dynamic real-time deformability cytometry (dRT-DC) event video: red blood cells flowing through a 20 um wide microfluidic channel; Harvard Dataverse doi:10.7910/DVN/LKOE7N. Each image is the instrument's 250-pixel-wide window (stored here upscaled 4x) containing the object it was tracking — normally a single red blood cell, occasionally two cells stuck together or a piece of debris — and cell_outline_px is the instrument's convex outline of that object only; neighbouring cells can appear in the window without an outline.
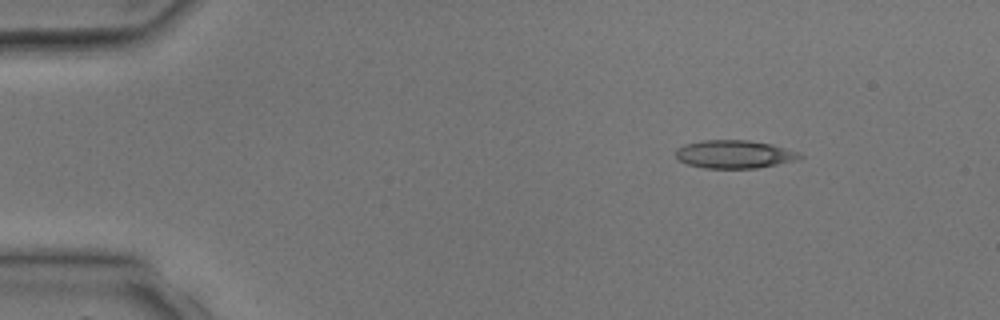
{"species": "common noctule bat (a hibernating species)", "species_latin": "Nyctalus noctula", "temperature_condition": "room temperature", "stored_images_in_passage": 3, "camera_frame_rate_fps": 3000, "um_per_image_px": 0.085, "animal": {"sex": "male", "body_mass_g": 17.9, "forearm_length_mm": 54.2}, "frame": {"image": 1, "passage_image": 1, "time_ms": 0.0, "image_size_px": [1000, 320], "cell_outline_px": [[804, 156], [796, 160], [756, 168], [704, 168], [688, 164], [676, 160], [676, 148], [684, 144], [704, 140], [748, 140], [772, 144], [800, 152]], "centroid_in_image_um": [62.4, 13.1], "position_along_channel_um": 22.6, "area_um2": 20.4}}
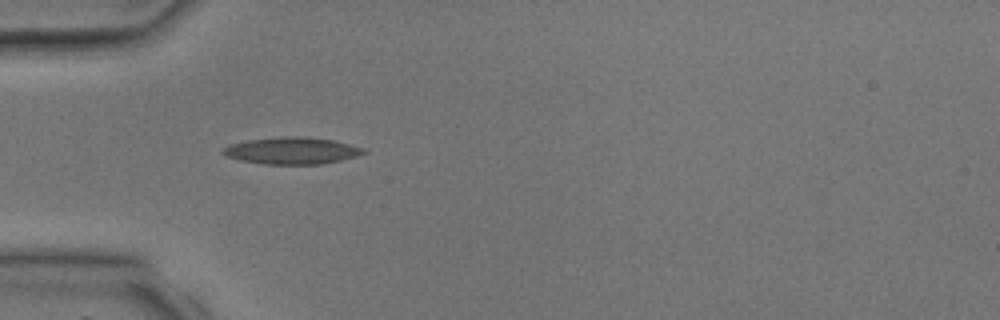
{"frame": {"image": 2, "passage_image": 3, "time_ms": 2.333, "image_size_px": [1000, 320], "cell_outline_px": [[368, 152], [356, 156], [340, 160], [320, 164], [264, 164], [240, 160], [224, 156], [220, 152], [224, 148], [232, 144], [248, 140], [288, 136], [304, 136], [332, 140], [364, 148]], "centroid_in_image_um": [24.8, 12.81], "position_along_channel_um": 60.2, "area_um2": 21.85}}